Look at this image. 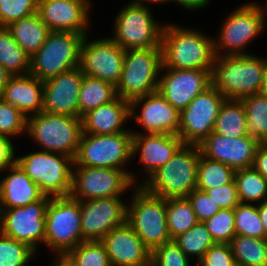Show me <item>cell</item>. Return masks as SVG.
Instances as JSON below:
<instances>
[{"instance_id":"cell-40","label":"cell","mask_w":267,"mask_h":266,"mask_svg":"<svg viewBox=\"0 0 267 266\" xmlns=\"http://www.w3.org/2000/svg\"><path fill=\"white\" fill-rule=\"evenodd\" d=\"M35 254L27 244L0 232V266H27Z\"/></svg>"},{"instance_id":"cell-15","label":"cell","mask_w":267,"mask_h":266,"mask_svg":"<svg viewBox=\"0 0 267 266\" xmlns=\"http://www.w3.org/2000/svg\"><path fill=\"white\" fill-rule=\"evenodd\" d=\"M225 97L211 85L180 112L178 136L183 144L199 145L213 132Z\"/></svg>"},{"instance_id":"cell-48","label":"cell","mask_w":267,"mask_h":266,"mask_svg":"<svg viewBox=\"0 0 267 266\" xmlns=\"http://www.w3.org/2000/svg\"><path fill=\"white\" fill-rule=\"evenodd\" d=\"M15 149L11 138L0 136V170L15 163Z\"/></svg>"},{"instance_id":"cell-41","label":"cell","mask_w":267,"mask_h":266,"mask_svg":"<svg viewBox=\"0 0 267 266\" xmlns=\"http://www.w3.org/2000/svg\"><path fill=\"white\" fill-rule=\"evenodd\" d=\"M203 223L215 243L229 244L236 236L234 209H220Z\"/></svg>"},{"instance_id":"cell-16","label":"cell","mask_w":267,"mask_h":266,"mask_svg":"<svg viewBox=\"0 0 267 266\" xmlns=\"http://www.w3.org/2000/svg\"><path fill=\"white\" fill-rule=\"evenodd\" d=\"M89 36L83 38L80 47L79 68L84 75L116 86L123 70L125 49L111 37L89 41Z\"/></svg>"},{"instance_id":"cell-29","label":"cell","mask_w":267,"mask_h":266,"mask_svg":"<svg viewBox=\"0 0 267 266\" xmlns=\"http://www.w3.org/2000/svg\"><path fill=\"white\" fill-rule=\"evenodd\" d=\"M246 120L247 114L241 99H225L213 132L225 137L248 136Z\"/></svg>"},{"instance_id":"cell-20","label":"cell","mask_w":267,"mask_h":266,"mask_svg":"<svg viewBox=\"0 0 267 266\" xmlns=\"http://www.w3.org/2000/svg\"><path fill=\"white\" fill-rule=\"evenodd\" d=\"M90 0H38V13L50 31L90 32Z\"/></svg>"},{"instance_id":"cell-57","label":"cell","mask_w":267,"mask_h":266,"mask_svg":"<svg viewBox=\"0 0 267 266\" xmlns=\"http://www.w3.org/2000/svg\"><path fill=\"white\" fill-rule=\"evenodd\" d=\"M145 266H154V265L150 262L148 265H145Z\"/></svg>"},{"instance_id":"cell-5","label":"cell","mask_w":267,"mask_h":266,"mask_svg":"<svg viewBox=\"0 0 267 266\" xmlns=\"http://www.w3.org/2000/svg\"><path fill=\"white\" fill-rule=\"evenodd\" d=\"M134 193L127 204L126 222L152 252L170 242L166 214V199L149 193L143 186L133 187Z\"/></svg>"},{"instance_id":"cell-33","label":"cell","mask_w":267,"mask_h":266,"mask_svg":"<svg viewBox=\"0 0 267 266\" xmlns=\"http://www.w3.org/2000/svg\"><path fill=\"white\" fill-rule=\"evenodd\" d=\"M234 181L241 203L267 201V180L253 167L235 170Z\"/></svg>"},{"instance_id":"cell-30","label":"cell","mask_w":267,"mask_h":266,"mask_svg":"<svg viewBox=\"0 0 267 266\" xmlns=\"http://www.w3.org/2000/svg\"><path fill=\"white\" fill-rule=\"evenodd\" d=\"M116 97V86L112 83L83 75L79 93V117L92 109L113 101Z\"/></svg>"},{"instance_id":"cell-7","label":"cell","mask_w":267,"mask_h":266,"mask_svg":"<svg viewBox=\"0 0 267 266\" xmlns=\"http://www.w3.org/2000/svg\"><path fill=\"white\" fill-rule=\"evenodd\" d=\"M26 134L42 151L75 159L82 134L81 117L41 111L27 117Z\"/></svg>"},{"instance_id":"cell-23","label":"cell","mask_w":267,"mask_h":266,"mask_svg":"<svg viewBox=\"0 0 267 266\" xmlns=\"http://www.w3.org/2000/svg\"><path fill=\"white\" fill-rule=\"evenodd\" d=\"M182 145V140L175 134H133L132 158L140 153V170L146 174L138 185H142L157 169L166 164Z\"/></svg>"},{"instance_id":"cell-35","label":"cell","mask_w":267,"mask_h":266,"mask_svg":"<svg viewBox=\"0 0 267 266\" xmlns=\"http://www.w3.org/2000/svg\"><path fill=\"white\" fill-rule=\"evenodd\" d=\"M235 170L228 165L200 154L197 166V185L200 191L224 186L234 180Z\"/></svg>"},{"instance_id":"cell-26","label":"cell","mask_w":267,"mask_h":266,"mask_svg":"<svg viewBox=\"0 0 267 266\" xmlns=\"http://www.w3.org/2000/svg\"><path fill=\"white\" fill-rule=\"evenodd\" d=\"M0 210L23 207L40 200L44 195L37 184L16 164L0 170Z\"/></svg>"},{"instance_id":"cell-9","label":"cell","mask_w":267,"mask_h":266,"mask_svg":"<svg viewBox=\"0 0 267 266\" xmlns=\"http://www.w3.org/2000/svg\"><path fill=\"white\" fill-rule=\"evenodd\" d=\"M132 132L94 135L82 133L73 166L114 168L127 171L131 181L138 185L137 178L128 169L132 160ZM129 161V162H128Z\"/></svg>"},{"instance_id":"cell-10","label":"cell","mask_w":267,"mask_h":266,"mask_svg":"<svg viewBox=\"0 0 267 266\" xmlns=\"http://www.w3.org/2000/svg\"><path fill=\"white\" fill-rule=\"evenodd\" d=\"M80 200L71 196L51 198L45 215V244L56 254H67L84 242Z\"/></svg>"},{"instance_id":"cell-34","label":"cell","mask_w":267,"mask_h":266,"mask_svg":"<svg viewBox=\"0 0 267 266\" xmlns=\"http://www.w3.org/2000/svg\"><path fill=\"white\" fill-rule=\"evenodd\" d=\"M166 214L171 240L199 223L187 197L166 198Z\"/></svg>"},{"instance_id":"cell-56","label":"cell","mask_w":267,"mask_h":266,"mask_svg":"<svg viewBox=\"0 0 267 266\" xmlns=\"http://www.w3.org/2000/svg\"><path fill=\"white\" fill-rule=\"evenodd\" d=\"M264 10H265V14H266V16H267V2H266V4H265Z\"/></svg>"},{"instance_id":"cell-50","label":"cell","mask_w":267,"mask_h":266,"mask_svg":"<svg viewBox=\"0 0 267 266\" xmlns=\"http://www.w3.org/2000/svg\"><path fill=\"white\" fill-rule=\"evenodd\" d=\"M171 1L191 12L192 10L207 8L211 0H170V3Z\"/></svg>"},{"instance_id":"cell-17","label":"cell","mask_w":267,"mask_h":266,"mask_svg":"<svg viewBox=\"0 0 267 266\" xmlns=\"http://www.w3.org/2000/svg\"><path fill=\"white\" fill-rule=\"evenodd\" d=\"M121 198L80 200L81 230L85 241L101 240L126 222L127 204Z\"/></svg>"},{"instance_id":"cell-27","label":"cell","mask_w":267,"mask_h":266,"mask_svg":"<svg viewBox=\"0 0 267 266\" xmlns=\"http://www.w3.org/2000/svg\"><path fill=\"white\" fill-rule=\"evenodd\" d=\"M0 97L27 117L37 114L43 108V81L30 73L12 75Z\"/></svg>"},{"instance_id":"cell-21","label":"cell","mask_w":267,"mask_h":266,"mask_svg":"<svg viewBox=\"0 0 267 266\" xmlns=\"http://www.w3.org/2000/svg\"><path fill=\"white\" fill-rule=\"evenodd\" d=\"M260 144L249 136L225 137L212 132L198 147L201 155L238 170L252 167Z\"/></svg>"},{"instance_id":"cell-18","label":"cell","mask_w":267,"mask_h":266,"mask_svg":"<svg viewBox=\"0 0 267 266\" xmlns=\"http://www.w3.org/2000/svg\"><path fill=\"white\" fill-rule=\"evenodd\" d=\"M139 108L141 112L137 111ZM129 109L130 119L144 129V132L132 130V134L147 132L178 135L180 112L159 91L130 101Z\"/></svg>"},{"instance_id":"cell-6","label":"cell","mask_w":267,"mask_h":266,"mask_svg":"<svg viewBox=\"0 0 267 266\" xmlns=\"http://www.w3.org/2000/svg\"><path fill=\"white\" fill-rule=\"evenodd\" d=\"M15 163L50 198L68 197L72 191L74 159L48 151L15 156Z\"/></svg>"},{"instance_id":"cell-14","label":"cell","mask_w":267,"mask_h":266,"mask_svg":"<svg viewBox=\"0 0 267 266\" xmlns=\"http://www.w3.org/2000/svg\"><path fill=\"white\" fill-rule=\"evenodd\" d=\"M50 199L43 196L23 207L0 210V232L38 252V245L45 244V215Z\"/></svg>"},{"instance_id":"cell-54","label":"cell","mask_w":267,"mask_h":266,"mask_svg":"<svg viewBox=\"0 0 267 266\" xmlns=\"http://www.w3.org/2000/svg\"><path fill=\"white\" fill-rule=\"evenodd\" d=\"M170 0H133L130 2H128L129 4H136V5H148L151 4L150 2L152 3H155L154 5L156 4H163V3H168ZM148 3V4H147Z\"/></svg>"},{"instance_id":"cell-3","label":"cell","mask_w":267,"mask_h":266,"mask_svg":"<svg viewBox=\"0 0 267 266\" xmlns=\"http://www.w3.org/2000/svg\"><path fill=\"white\" fill-rule=\"evenodd\" d=\"M266 17L264 6L255 1L238 6L222 20L218 36H213L215 55H248L247 46L265 31Z\"/></svg>"},{"instance_id":"cell-51","label":"cell","mask_w":267,"mask_h":266,"mask_svg":"<svg viewBox=\"0 0 267 266\" xmlns=\"http://www.w3.org/2000/svg\"><path fill=\"white\" fill-rule=\"evenodd\" d=\"M55 257L53 259V263L49 266H75V263L67 254H56Z\"/></svg>"},{"instance_id":"cell-12","label":"cell","mask_w":267,"mask_h":266,"mask_svg":"<svg viewBox=\"0 0 267 266\" xmlns=\"http://www.w3.org/2000/svg\"><path fill=\"white\" fill-rule=\"evenodd\" d=\"M118 11L110 37L123 49L161 47L164 23L160 24L148 5L126 4Z\"/></svg>"},{"instance_id":"cell-24","label":"cell","mask_w":267,"mask_h":266,"mask_svg":"<svg viewBox=\"0 0 267 266\" xmlns=\"http://www.w3.org/2000/svg\"><path fill=\"white\" fill-rule=\"evenodd\" d=\"M101 242L112 266H145L151 262V251L127 222L111 230Z\"/></svg>"},{"instance_id":"cell-45","label":"cell","mask_w":267,"mask_h":266,"mask_svg":"<svg viewBox=\"0 0 267 266\" xmlns=\"http://www.w3.org/2000/svg\"><path fill=\"white\" fill-rule=\"evenodd\" d=\"M198 266H237L229 244L216 243L210 247Z\"/></svg>"},{"instance_id":"cell-13","label":"cell","mask_w":267,"mask_h":266,"mask_svg":"<svg viewBox=\"0 0 267 266\" xmlns=\"http://www.w3.org/2000/svg\"><path fill=\"white\" fill-rule=\"evenodd\" d=\"M135 186L130 175L124 170L73 166L70 196L76 200L123 197V193Z\"/></svg>"},{"instance_id":"cell-39","label":"cell","mask_w":267,"mask_h":266,"mask_svg":"<svg viewBox=\"0 0 267 266\" xmlns=\"http://www.w3.org/2000/svg\"><path fill=\"white\" fill-rule=\"evenodd\" d=\"M67 255L75 266H112L101 240L84 241L70 250Z\"/></svg>"},{"instance_id":"cell-11","label":"cell","mask_w":267,"mask_h":266,"mask_svg":"<svg viewBox=\"0 0 267 266\" xmlns=\"http://www.w3.org/2000/svg\"><path fill=\"white\" fill-rule=\"evenodd\" d=\"M85 36L51 31L39 50L30 57V71L41 81L79 67L80 47Z\"/></svg>"},{"instance_id":"cell-55","label":"cell","mask_w":267,"mask_h":266,"mask_svg":"<svg viewBox=\"0 0 267 266\" xmlns=\"http://www.w3.org/2000/svg\"><path fill=\"white\" fill-rule=\"evenodd\" d=\"M259 93L263 95L265 98H267V71L263 79L262 87Z\"/></svg>"},{"instance_id":"cell-22","label":"cell","mask_w":267,"mask_h":266,"mask_svg":"<svg viewBox=\"0 0 267 266\" xmlns=\"http://www.w3.org/2000/svg\"><path fill=\"white\" fill-rule=\"evenodd\" d=\"M83 75L77 67L43 81L42 112L79 117V93Z\"/></svg>"},{"instance_id":"cell-2","label":"cell","mask_w":267,"mask_h":266,"mask_svg":"<svg viewBox=\"0 0 267 266\" xmlns=\"http://www.w3.org/2000/svg\"><path fill=\"white\" fill-rule=\"evenodd\" d=\"M267 71V58L248 55L216 56L212 85L226 99L258 94Z\"/></svg>"},{"instance_id":"cell-25","label":"cell","mask_w":267,"mask_h":266,"mask_svg":"<svg viewBox=\"0 0 267 266\" xmlns=\"http://www.w3.org/2000/svg\"><path fill=\"white\" fill-rule=\"evenodd\" d=\"M129 112V102L117 96L113 101L81 116L82 133L107 135L132 132L125 128V123L130 119Z\"/></svg>"},{"instance_id":"cell-49","label":"cell","mask_w":267,"mask_h":266,"mask_svg":"<svg viewBox=\"0 0 267 266\" xmlns=\"http://www.w3.org/2000/svg\"><path fill=\"white\" fill-rule=\"evenodd\" d=\"M252 167L267 180V143L258 146Z\"/></svg>"},{"instance_id":"cell-32","label":"cell","mask_w":267,"mask_h":266,"mask_svg":"<svg viewBox=\"0 0 267 266\" xmlns=\"http://www.w3.org/2000/svg\"><path fill=\"white\" fill-rule=\"evenodd\" d=\"M229 245L238 266H267V239L236 235Z\"/></svg>"},{"instance_id":"cell-44","label":"cell","mask_w":267,"mask_h":266,"mask_svg":"<svg viewBox=\"0 0 267 266\" xmlns=\"http://www.w3.org/2000/svg\"><path fill=\"white\" fill-rule=\"evenodd\" d=\"M191 259L179 248L174 240L156 247L151 252L154 266H191Z\"/></svg>"},{"instance_id":"cell-19","label":"cell","mask_w":267,"mask_h":266,"mask_svg":"<svg viewBox=\"0 0 267 266\" xmlns=\"http://www.w3.org/2000/svg\"><path fill=\"white\" fill-rule=\"evenodd\" d=\"M212 71L162 68L158 91L179 112L212 85Z\"/></svg>"},{"instance_id":"cell-4","label":"cell","mask_w":267,"mask_h":266,"mask_svg":"<svg viewBox=\"0 0 267 266\" xmlns=\"http://www.w3.org/2000/svg\"><path fill=\"white\" fill-rule=\"evenodd\" d=\"M198 145L183 144L173 157L141 186L162 198L187 197L197 185Z\"/></svg>"},{"instance_id":"cell-42","label":"cell","mask_w":267,"mask_h":266,"mask_svg":"<svg viewBox=\"0 0 267 266\" xmlns=\"http://www.w3.org/2000/svg\"><path fill=\"white\" fill-rule=\"evenodd\" d=\"M27 116L0 97V136L14 138L26 134Z\"/></svg>"},{"instance_id":"cell-47","label":"cell","mask_w":267,"mask_h":266,"mask_svg":"<svg viewBox=\"0 0 267 266\" xmlns=\"http://www.w3.org/2000/svg\"><path fill=\"white\" fill-rule=\"evenodd\" d=\"M206 193L220 209H234L241 203L234 180L227 185L207 190Z\"/></svg>"},{"instance_id":"cell-52","label":"cell","mask_w":267,"mask_h":266,"mask_svg":"<svg viewBox=\"0 0 267 266\" xmlns=\"http://www.w3.org/2000/svg\"><path fill=\"white\" fill-rule=\"evenodd\" d=\"M12 77L2 64H0V96L3 93L4 87L6 86L8 80Z\"/></svg>"},{"instance_id":"cell-8","label":"cell","mask_w":267,"mask_h":266,"mask_svg":"<svg viewBox=\"0 0 267 266\" xmlns=\"http://www.w3.org/2000/svg\"><path fill=\"white\" fill-rule=\"evenodd\" d=\"M162 66L161 47L125 50L123 70L116 85L117 96L130 102L158 91Z\"/></svg>"},{"instance_id":"cell-37","label":"cell","mask_w":267,"mask_h":266,"mask_svg":"<svg viewBox=\"0 0 267 266\" xmlns=\"http://www.w3.org/2000/svg\"><path fill=\"white\" fill-rule=\"evenodd\" d=\"M174 241L190 259L195 258L197 263L206 251L216 244L203 222L194 225L186 233L180 234Z\"/></svg>"},{"instance_id":"cell-31","label":"cell","mask_w":267,"mask_h":266,"mask_svg":"<svg viewBox=\"0 0 267 266\" xmlns=\"http://www.w3.org/2000/svg\"><path fill=\"white\" fill-rule=\"evenodd\" d=\"M0 64L12 75L30 71V56L17 44L7 26H0Z\"/></svg>"},{"instance_id":"cell-28","label":"cell","mask_w":267,"mask_h":266,"mask_svg":"<svg viewBox=\"0 0 267 266\" xmlns=\"http://www.w3.org/2000/svg\"><path fill=\"white\" fill-rule=\"evenodd\" d=\"M7 28L25 52L32 57L51 32L38 12L10 23Z\"/></svg>"},{"instance_id":"cell-53","label":"cell","mask_w":267,"mask_h":266,"mask_svg":"<svg viewBox=\"0 0 267 266\" xmlns=\"http://www.w3.org/2000/svg\"><path fill=\"white\" fill-rule=\"evenodd\" d=\"M258 213L260 216V220L263 223L265 232H266V239H267V201L258 204Z\"/></svg>"},{"instance_id":"cell-46","label":"cell","mask_w":267,"mask_h":266,"mask_svg":"<svg viewBox=\"0 0 267 266\" xmlns=\"http://www.w3.org/2000/svg\"><path fill=\"white\" fill-rule=\"evenodd\" d=\"M187 198L190 201L199 222H204L220 210L218 205L206 192L200 191L197 188L191 191Z\"/></svg>"},{"instance_id":"cell-36","label":"cell","mask_w":267,"mask_h":266,"mask_svg":"<svg viewBox=\"0 0 267 266\" xmlns=\"http://www.w3.org/2000/svg\"><path fill=\"white\" fill-rule=\"evenodd\" d=\"M247 114L248 136L261 144L267 143V98L260 93L241 98Z\"/></svg>"},{"instance_id":"cell-43","label":"cell","mask_w":267,"mask_h":266,"mask_svg":"<svg viewBox=\"0 0 267 266\" xmlns=\"http://www.w3.org/2000/svg\"><path fill=\"white\" fill-rule=\"evenodd\" d=\"M38 12V0H0V26Z\"/></svg>"},{"instance_id":"cell-38","label":"cell","mask_w":267,"mask_h":266,"mask_svg":"<svg viewBox=\"0 0 267 266\" xmlns=\"http://www.w3.org/2000/svg\"><path fill=\"white\" fill-rule=\"evenodd\" d=\"M236 235L266 239V232L258 213V205L240 203L234 208Z\"/></svg>"},{"instance_id":"cell-1","label":"cell","mask_w":267,"mask_h":266,"mask_svg":"<svg viewBox=\"0 0 267 266\" xmlns=\"http://www.w3.org/2000/svg\"><path fill=\"white\" fill-rule=\"evenodd\" d=\"M162 68L213 70L216 58L212 36L195 28L164 23Z\"/></svg>"}]
</instances>
